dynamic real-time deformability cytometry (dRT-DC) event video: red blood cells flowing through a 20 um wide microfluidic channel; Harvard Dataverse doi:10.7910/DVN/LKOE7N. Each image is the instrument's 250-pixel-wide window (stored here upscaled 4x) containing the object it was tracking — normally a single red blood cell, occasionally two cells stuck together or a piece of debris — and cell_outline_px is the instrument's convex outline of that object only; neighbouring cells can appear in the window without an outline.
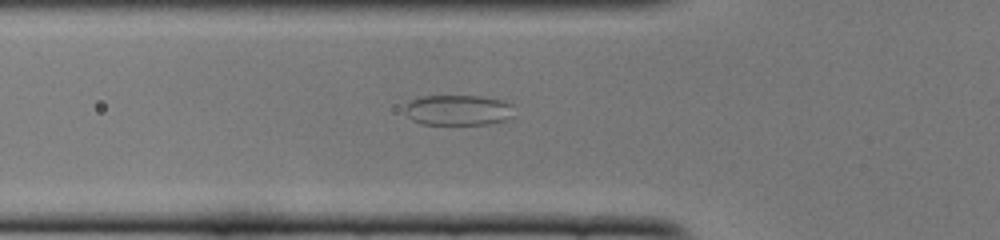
{"species": "common noctule bat (a hibernating species)", "species_latin": "Nyctalus noctula", "temperature_condition": "cold", "stored_images_in_passage": 46, "camera_frame_rate_fps": 3000, "um_per_image_px": 0.085, "animal": {"sex": "female", "body_mass_g": 22.0, "forearm_length_mm": 56.7}, "frame": {"image": 1, "passage_image": 12, "time_ms": 3.667, "image_size_px": [1000, 240], "cell_outline_px": [[516, 116], [508, 120], [488, 124], [424, 124], [412, 120], [404, 112], [404, 108], [412, 100], [424, 96], [480, 96], [504, 100], [512, 104]], "centroid_in_image_um": [39.02, 9.36], "position_along_channel_um": 86.8, "area_um2": 19.65}}
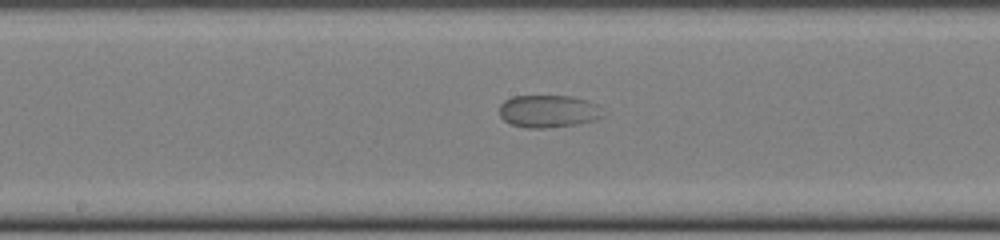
{"frame": {"image": 2, "passage_image": 21, "time_ms": 6.667, "image_size_px": [1000, 240], "cell_outline_px": [[604, 116], [596, 120], [576, 124], [548, 128], [528, 128], [512, 124], [504, 120], [500, 116], [500, 104], [504, 100], [512, 96], [572, 96], [588, 100], [600, 104]], "centroid_in_image_um": [46.65, 9.45], "position_along_channel_um": 201.5, "area_um2": 19.88}}
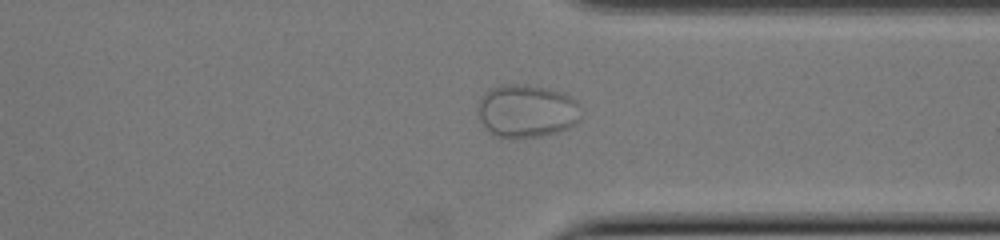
{"frame": {"image": 3, "passage_image": 34, "time_ms": 11.0, "image_size_px": [1000, 240], "cell_outline_px": [[580, 120], [576, 124], [560, 132], [540, 136], [516, 140], [508, 140], [492, 136], [480, 120], [480, 96], [488, 88], [500, 84], [524, 84], [544, 88], [560, 92], [576, 100], [580, 104]], "centroid_in_image_um": [44.76, 9.47], "position_along_channel_um": 366.6, "area_um2": 32.54}}